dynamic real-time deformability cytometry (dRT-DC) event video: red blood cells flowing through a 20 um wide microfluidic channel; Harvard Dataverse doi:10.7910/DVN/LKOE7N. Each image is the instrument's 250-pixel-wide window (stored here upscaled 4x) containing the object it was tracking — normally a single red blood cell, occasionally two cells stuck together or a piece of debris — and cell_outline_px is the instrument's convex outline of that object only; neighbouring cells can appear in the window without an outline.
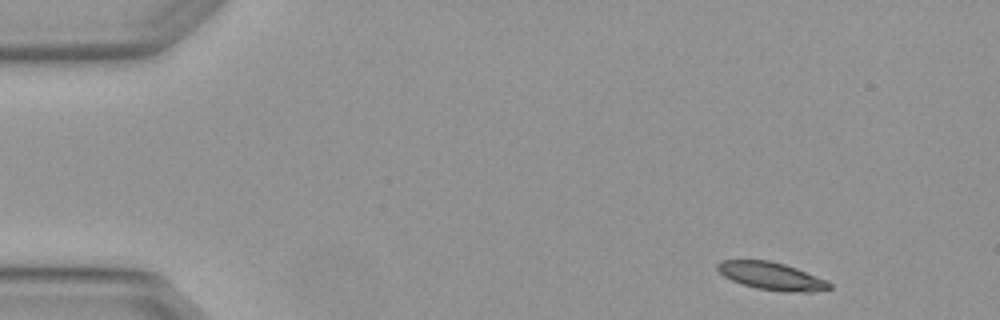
{"species": "Egyptian fruit bat (a non-hibernating species)", "species_latin": "Rousettus aegyptiacus", "temperature_condition": "warm", "stored_images_in_passage": 4, "camera_frame_rate_fps": 3000, "um_per_image_px": 0.085, "animal": {"sex": "female"}, "frame": {"image": 1, "passage_image": 1, "time_ms": 0.0, "image_size_px": [1000, 320], "cell_outline_px": [[832, 288], [812, 292], [784, 292], [756, 288], [732, 280], [724, 276], [716, 268], [716, 264], [724, 260], [768, 260], [784, 264], [796, 268], [828, 280], [832, 284]], "centroid_in_image_um": [65.62, 23.47], "position_along_channel_um": 19.4, "area_um2": 18.03}}